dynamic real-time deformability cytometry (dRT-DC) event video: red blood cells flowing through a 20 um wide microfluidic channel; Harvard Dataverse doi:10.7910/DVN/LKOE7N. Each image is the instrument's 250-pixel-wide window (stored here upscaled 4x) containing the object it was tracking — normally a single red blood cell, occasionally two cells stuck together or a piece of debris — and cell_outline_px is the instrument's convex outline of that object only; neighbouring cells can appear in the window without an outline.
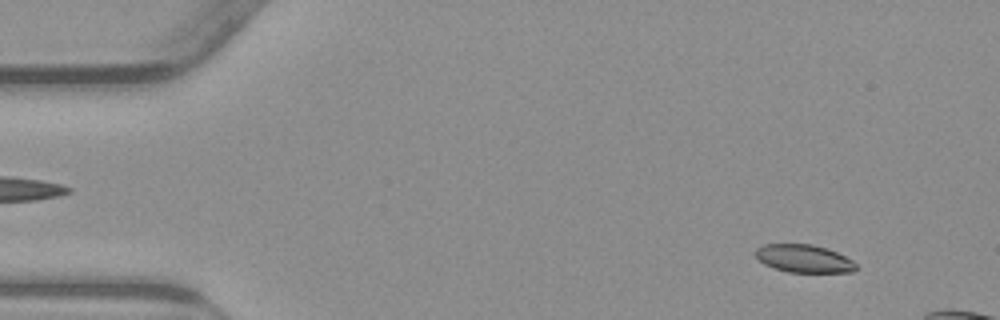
{"species": "common noctule bat (a hibernating species)", "species_latin": "Nyctalus noctula", "temperature_condition": "warm", "stored_images_in_passage": 16, "camera_frame_rate_fps": 3000, "um_per_image_px": 0.085, "animal": {"sex": "male", "body_mass_g": 23.1, "forearm_length_mm": 52.7}, "frame": {"image": 1, "passage_image": 5, "time_ms": 1.333, "image_size_px": [1000, 320], "cell_outline_px": [[856, 268], [852, 272], [788, 272], [764, 264], [752, 252], [756, 248], [764, 244], [812, 244], [836, 252], [852, 260], [856, 264]], "centroid_in_image_um": [68.29, 21.97], "position_along_channel_um": 16.7, "area_um2": 16.18}}